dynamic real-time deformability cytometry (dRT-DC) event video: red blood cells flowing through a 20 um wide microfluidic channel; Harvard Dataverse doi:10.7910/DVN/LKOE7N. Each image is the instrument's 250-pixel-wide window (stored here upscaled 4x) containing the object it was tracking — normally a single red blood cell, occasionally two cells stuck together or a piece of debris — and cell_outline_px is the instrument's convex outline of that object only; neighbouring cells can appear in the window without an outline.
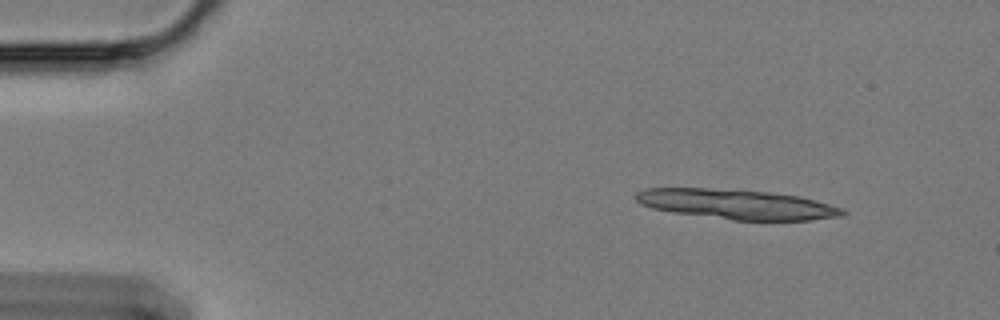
{"species": "Egyptian fruit bat (a non-hibernating species)", "species_latin": "Rousettus aegyptiacus", "temperature_condition": "cold", "stored_images_in_passage": 11, "camera_frame_rate_fps": 3000, "um_per_image_px": 0.085, "animal": {"sex": "female"}, "frame": {"image": 1, "passage_image": 1, "time_ms": 0.0, "image_size_px": [1000, 320], "cell_outline_px": [[848, 212], [840, 216], [808, 220], [732, 220], [672, 212], [652, 208], [640, 204], [632, 196], [636, 192], [644, 188], [704, 188], [768, 192], [796, 196], [844, 208]], "centroid_in_image_um": [62.55, 17.36], "position_along_channel_um": 22.5, "area_um2": 35.66}}